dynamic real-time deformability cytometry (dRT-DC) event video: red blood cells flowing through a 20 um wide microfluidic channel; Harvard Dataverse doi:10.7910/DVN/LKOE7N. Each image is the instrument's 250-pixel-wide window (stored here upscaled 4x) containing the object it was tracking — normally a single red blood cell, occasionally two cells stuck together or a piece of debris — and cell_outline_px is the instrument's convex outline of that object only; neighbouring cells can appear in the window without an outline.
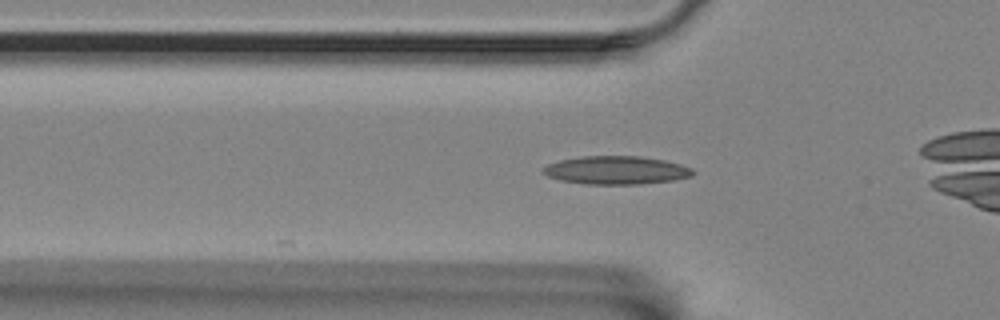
{"species": "Egyptian fruit bat (a non-hibernating species)", "species_latin": "Rousettus aegyptiacus", "temperature_condition": "room temperature", "stored_images_in_passage": 15, "camera_frame_rate_fps": 3000, "um_per_image_px": 0.085, "animal": {"sex": "female"}, "frame": {"image": 1, "passage_image": 4, "time_ms": 1.0, "image_size_px": [1000, 320], "cell_outline_px": [[696, 172], [692, 176], [672, 180], [640, 184], [588, 184], [560, 180], [548, 176], [540, 172], [540, 168], [548, 164], [560, 160], [580, 156], [640, 156], [664, 160], [680, 164], [692, 168]], "centroid_in_image_um": [52.35, 14.46], "position_along_channel_um": 73.4, "area_um2": 24.74}}
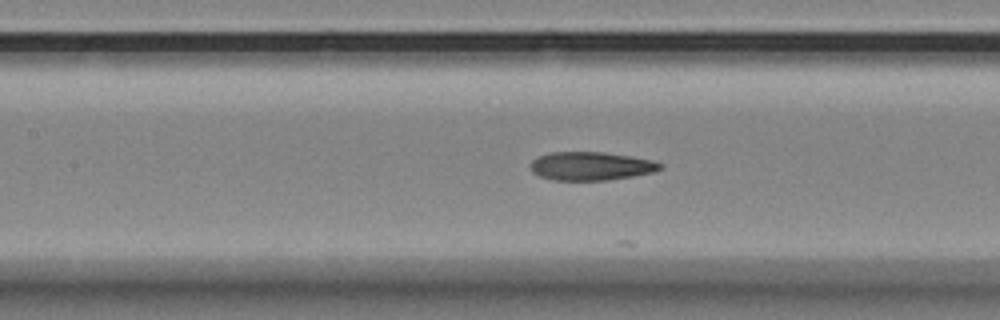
{"frame": {"image": 2, "passage_image": 11, "time_ms": 3.333, "image_size_px": [1000, 320], "cell_outline_px": [[664, 164], [656, 172], [608, 180], [552, 180], [540, 176], [532, 172], [532, 160], [540, 156], [552, 152], [604, 152], [652, 160]], "centroid_in_image_um": [50.25, 14.12], "position_along_channel_um": 157.1, "area_um2": 21.33}}
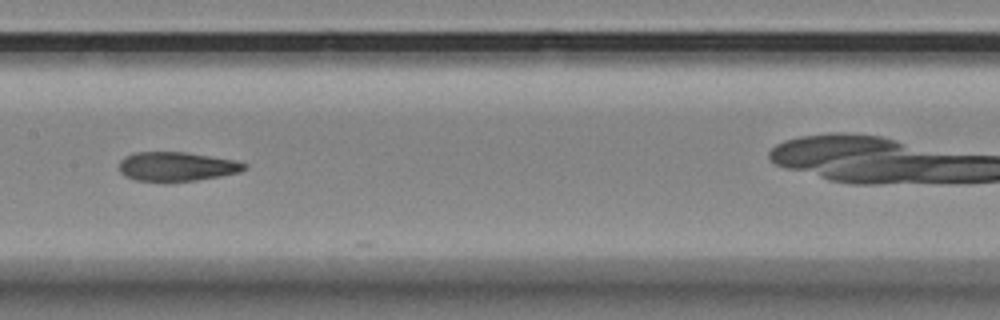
{"frame": {"image": 3, "passage_image": 14, "time_ms": 4.333, "image_size_px": [1000, 320], "cell_outline_px": [[248, 168], [240, 172], [220, 176], [196, 180], [164, 184], [136, 180], [124, 176], [120, 172], [120, 160], [124, 156], [136, 152], [184, 152], [236, 160], [248, 164]], "centroid_in_image_um": [15.01, 14.18], "position_along_channel_um": 192.4, "area_um2": 21.91}}